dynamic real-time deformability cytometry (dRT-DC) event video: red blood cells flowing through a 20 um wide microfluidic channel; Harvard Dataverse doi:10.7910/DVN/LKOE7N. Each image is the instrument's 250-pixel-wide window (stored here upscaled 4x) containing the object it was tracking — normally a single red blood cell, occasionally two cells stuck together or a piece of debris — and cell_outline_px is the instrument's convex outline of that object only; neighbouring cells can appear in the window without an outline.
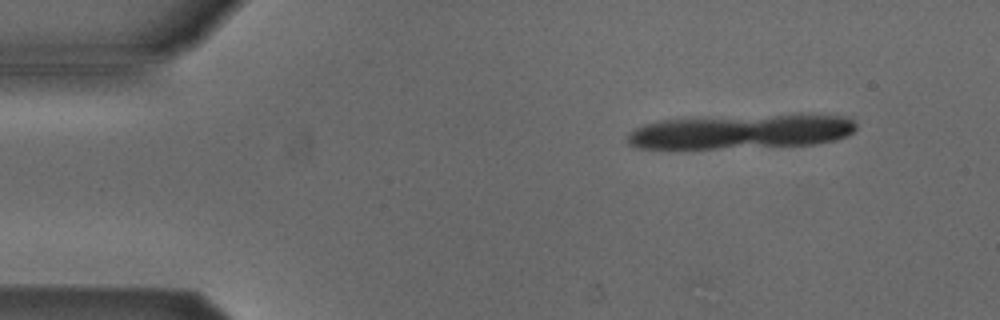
{"species": "Egyptian fruit bat (a non-hibernating species)", "species_latin": "Rousettus aegyptiacus", "temperature_condition": "cold", "stored_images_in_passage": 3, "camera_frame_rate_fps": 3000, "um_per_image_px": 0.085, "animal": {"sex": "male"}, "frame": {"image": 1, "passage_image": 1, "time_ms": 0.0, "image_size_px": [1000, 320], "cell_outline_px": [[856, 128], [848, 136], [836, 140], [816, 144], [720, 148], [636, 148], [628, 144], [628, 132], [644, 124], [660, 120], [776, 116], [848, 116], [856, 124]], "centroid_in_image_um": [62.97, 11.22], "position_along_channel_um": 22.0, "area_um2": 44.56}}